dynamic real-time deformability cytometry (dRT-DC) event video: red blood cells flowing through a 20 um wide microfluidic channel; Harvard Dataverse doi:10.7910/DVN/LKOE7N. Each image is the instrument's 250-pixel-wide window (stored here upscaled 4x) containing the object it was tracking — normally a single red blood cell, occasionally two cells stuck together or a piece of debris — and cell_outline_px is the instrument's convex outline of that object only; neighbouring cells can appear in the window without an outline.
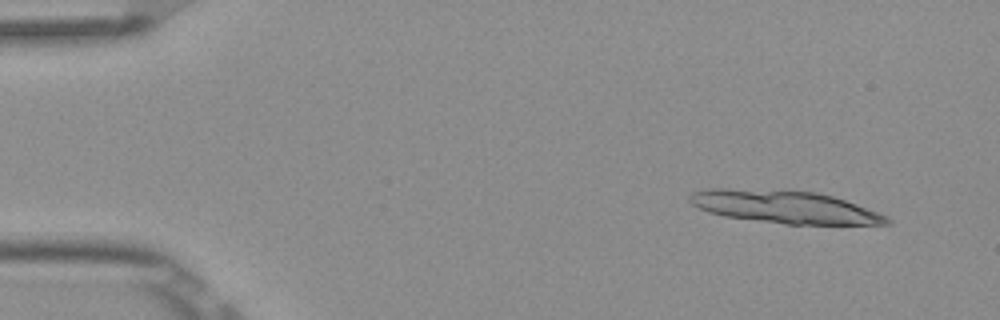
{"species": "Egyptian fruit bat (a non-hibernating species)", "species_latin": "Rousettus aegyptiacus", "temperature_condition": "room temperature", "stored_images_in_passage": 5, "camera_frame_rate_fps": 3000, "um_per_image_px": 0.085, "frame": {"image": 1, "passage_image": 2, "time_ms": 0.333, "image_size_px": [1000, 320], "cell_outline_px": [[892, 224], [788, 224], [724, 216], [708, 212], [692, 204], [688, 200], [688, 196], [692, 192], [708, 188], [728, 188], [816, 192], [832, 196], [844, 200], [888, 216], [892, 220]], "centroid_in_image_um": [66.67, 17.59], "position_along_channel_um": 18.3, "area_um2": 37.11}}